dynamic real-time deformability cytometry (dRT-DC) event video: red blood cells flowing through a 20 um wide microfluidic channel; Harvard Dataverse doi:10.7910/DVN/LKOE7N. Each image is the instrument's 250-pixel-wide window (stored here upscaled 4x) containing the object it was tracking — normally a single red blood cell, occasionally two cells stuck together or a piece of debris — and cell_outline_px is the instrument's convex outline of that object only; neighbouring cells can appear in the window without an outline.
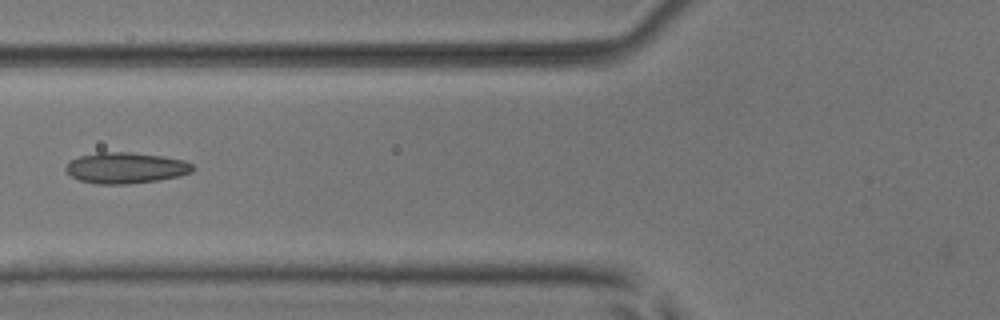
{"species": "common noctule bat (a hibernating species)", "species_latin": "Nyctalus noctula", "temperature_condition": "room temperature", "stored_images_in_passage": 7, "camera_frame_rate_fps": 3000, "um_per_image_px": 0.085, "animal": {"sex": "male", "body_mass_g": 17.9, "forearm_length_mm": 54.2}, "frame": {"image": 1, "passage_image": 6, "time_ms": 6.0, "image_size_px": [1000, 320], "cell_outline_px": [[196, 168], [192, 172], [180, 176], [160, 180], [128, 184], [96, 184], [80, 180], [72, 176], [64, 168], [72, 160], [80, 156], [96, 152], [132, 152], [164, 156], [184, 160], [192, 164]], "centroid_in_image_um": [10.74, 14.27], "position_along_channel_um": 115.1, "area_um2": 23.06}}
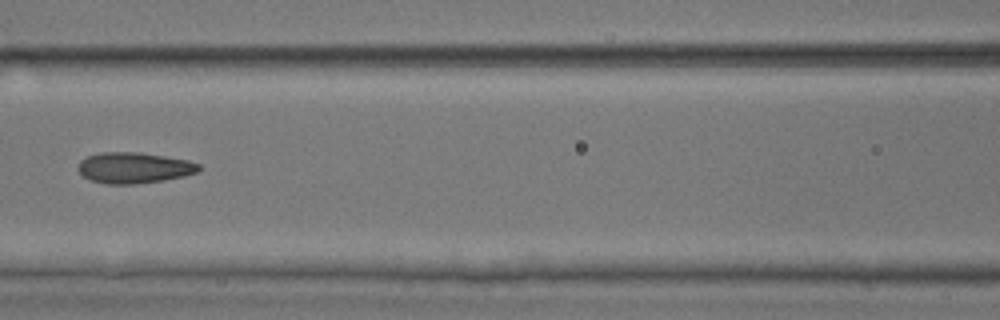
{"frame": {"image": 2, "passage_image": 7, "time_ms": 7.0, "image_size_px": [1000, 320], "cell_outline_px": [[200, 168], [196, 172], [184, 176], [164, 180], [132, 184], [108, 184], [92, 180], [84, 176], [80, 172], [80, 160], [88, 156], [100, 152], [140, 152], [188, 160], [200, 164]], "centroid_in_image_um": [11.42, 14.25], "position_along_channel_um": 155.2, "area_um2": 21.5}}